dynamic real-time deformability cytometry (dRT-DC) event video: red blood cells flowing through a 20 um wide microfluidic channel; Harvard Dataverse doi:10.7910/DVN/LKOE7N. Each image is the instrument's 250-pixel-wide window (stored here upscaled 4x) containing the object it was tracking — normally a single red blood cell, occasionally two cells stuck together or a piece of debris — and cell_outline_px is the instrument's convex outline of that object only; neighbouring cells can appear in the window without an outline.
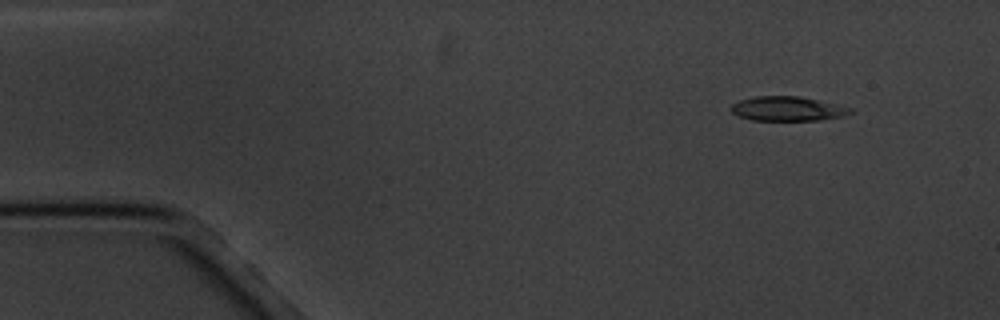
{"species": "common noctule bat (a hibernating species)", "species_latin": "Nyctalus noctula", "temperature_condition": "cold", "stored_images_in_passage": 4, "camera_frame_rate_fps": 3000, "um_per_image_px": 0.085, "animal": {"sex": "male", "body_mass_g": 20.1, "forearm_length_mm": 53.5}, "frame": {"image": 1, "passage_image": 1, "time_ms": 0.0, "image_size_px": [1000, 320], "cell_outline_px": [[852, 112], [844, 116], [820, 120], [752, 120], [740, 116], [732, 112], [728, 108], [732, 104], [740, 100], [756, 96], [800, 96], [836, 104], [852, 108]], "centroid_in_image_um": [66.93, 9.24], "position_along_channel_um": 18.1, "area_um2": 16.94}}
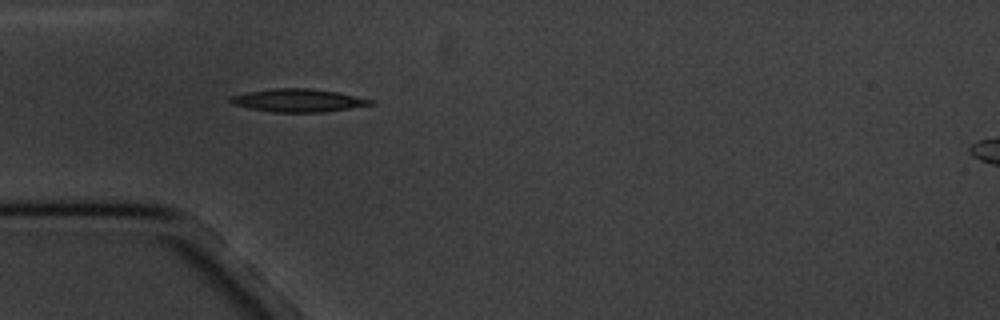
{"frame": {"image": 2, "passage_image": 4, "time_ms": 3.667, "image_size_px": [1000, 320], "cell_outline_px": [[376, 104], [324, 112], [272, 112], [248, 108], [232, 104], [228, 100], [228, 96], [244, 92], [272, 88], [308, 88], [336, 92], [376, 100]], "centroid_in_image_um": [25.31, 8.53], "position_along_channel_um": 59.7, "area_um2": 19.02}}